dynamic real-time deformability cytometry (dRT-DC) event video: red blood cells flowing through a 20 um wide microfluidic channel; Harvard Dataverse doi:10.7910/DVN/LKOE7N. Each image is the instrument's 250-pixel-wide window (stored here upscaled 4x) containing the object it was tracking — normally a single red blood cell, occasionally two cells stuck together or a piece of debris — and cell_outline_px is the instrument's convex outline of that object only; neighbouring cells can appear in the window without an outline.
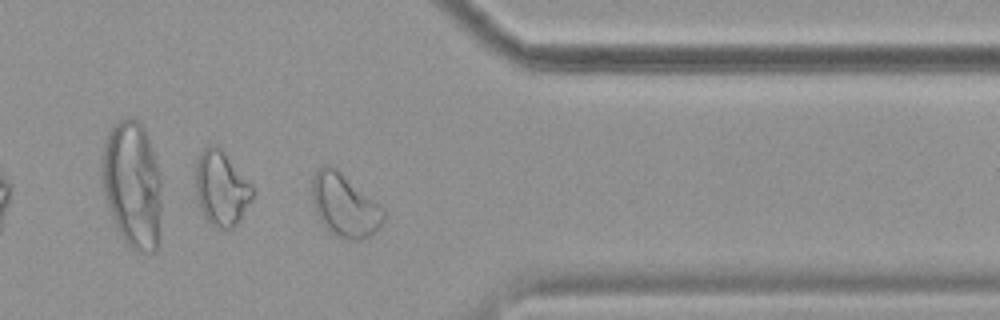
{"species": "common noctule bat (a hibernating species)", "species_latin": "Nyctalus noctula", "temperature_condition": "cold", "stored_images_in_passage": 41, "camera_frame_rate_fps": 3000, "um_per_image_px": 0.085, "animal": {"sex": "female", "body_mass_g": 19.9}, "frame": {"image": 1, "passage_image": 30, "time_ms": 9.667, "image_size_px": [1000, 320], "cell_outline_px": [[388, 212], [380, 228], [376, 232], [360, 240], [348, 240], [328, 232], [316, 216], [312, 204], [312, 176], [324, 164], [332, 164], [384, 208]], "centroid_in_image_um": [29.29, 17.46], "position_along_channel_um": 382.1, "area_um2": 26.88}, "authors_computed_cell_mechanics": {"area_um2": 19.7098, "velocity_mm_per_s": 3.5597, "shape_relaxation_time_tau1_ms": 6.727, "shape_relaxation_time_tau2_ms": 1.871, "deformation_change_tau1": 0.096, "deformation_change_tau2": 0.0654}}